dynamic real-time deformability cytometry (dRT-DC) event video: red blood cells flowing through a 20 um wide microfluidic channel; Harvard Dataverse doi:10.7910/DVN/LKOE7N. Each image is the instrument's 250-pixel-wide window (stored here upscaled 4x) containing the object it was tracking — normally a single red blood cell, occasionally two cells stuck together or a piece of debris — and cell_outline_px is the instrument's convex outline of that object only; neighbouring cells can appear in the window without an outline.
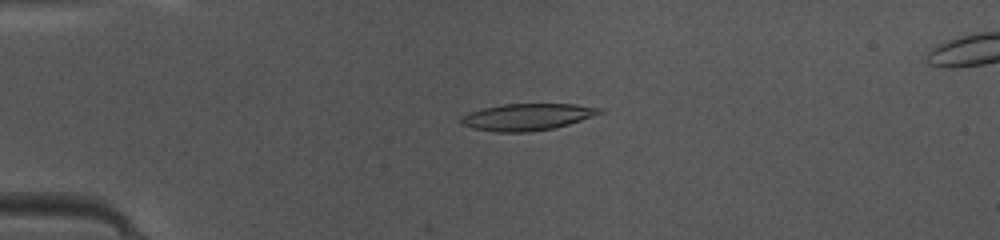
{"species": "common noctule bat (a hibernating species)", "species_latin": "Nyctalus noctula", "temperature_condition": "warm", "stored_images_in_passage": 5, "camera_frame_rate_fps": 3000, "um_per_image_px": 0.085, "animal": {"sex": "female", "body_mass_g": 10.0, "forearm_length_mm": 53.1}, "frame": {"image": 1, "passage_image": 1, "time_ms": 0.0, "image_size_px": [1000, 240], "cell_outline_px": [[604, 112], [568, 124], [552, 128], [528, 132], [496, 132], [472, 128], [460, 124], [460, 116], [468, 112], [484, 108], [504, 104], [576, 104], [604, 108]], "centroid_in_image_um": [44.78, 9.93], "position_along_channel_um": 40.2, "area_um2": 21.62}}